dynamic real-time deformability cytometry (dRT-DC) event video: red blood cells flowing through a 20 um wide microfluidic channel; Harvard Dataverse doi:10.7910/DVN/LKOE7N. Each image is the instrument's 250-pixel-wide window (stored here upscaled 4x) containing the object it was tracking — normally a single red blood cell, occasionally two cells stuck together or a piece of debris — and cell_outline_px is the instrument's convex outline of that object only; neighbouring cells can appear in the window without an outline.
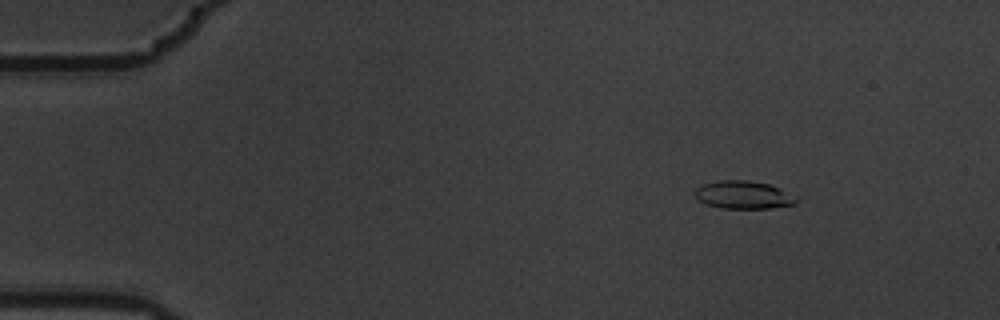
{"species": "common noctule bat (a hibernating species)", "species_latin": "Nyctalus noctula", "temperature_condition": "warm", "stored_images_in_passage": 4, "camera_frame_rate_fps": 3000, "um_per_image_px": 0.085, "animal": {"sex": "male", "body_mass_g": 19.5, "forearm_length_mm": 54.6}, "frame": {"image": 1, "passage_image": 1, "time_ms": 0.0, "image_size_px": [1000, 320], "cell_outline_px": [[800, 200], [796, 204], [768, 208], [720, 208], [704, 204], [696, 196], [696, 188], [704, 184], [720, 180], [748, 180], [768, 184], [796, 196]], "centroid_in_image_um": [63.21, 16.57], "position_along_channel_um": 21.8, "area_um2": 16.36}}